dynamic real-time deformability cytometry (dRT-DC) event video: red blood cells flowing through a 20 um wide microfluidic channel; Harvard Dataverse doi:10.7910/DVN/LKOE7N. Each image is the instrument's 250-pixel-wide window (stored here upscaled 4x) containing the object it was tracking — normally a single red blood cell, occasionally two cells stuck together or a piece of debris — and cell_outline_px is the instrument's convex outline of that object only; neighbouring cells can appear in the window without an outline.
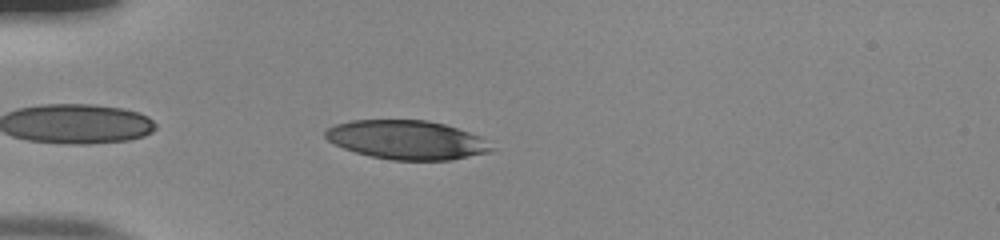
{"species": "human", "species_latin": "Homo sapiens", "temperature_condition": "room temperature", "stored_images_in_passage": 37, "camera_frame_rate_fps": 3000, "um_per_image_px": 0.085, "donor": {"sex": "male"}, "frame": {"image": 1, "passage_image": 3, "time_ms": 0.667, "image_size_px": [1000, 240], "cell_outline_px": [[496, 148], [488, 152], [452, 160], [392, 160], [372, 156], [356, 152], [332, 144], [324, 136], [324, 132], [328, 128], [336, 124], [352, 120], [428, 120], [444, 124], [480, 136]], "centroid_in_image_um": [34.57, 11.89], "position_along_channel_um": 50.4, "area_um2": 37.63}}
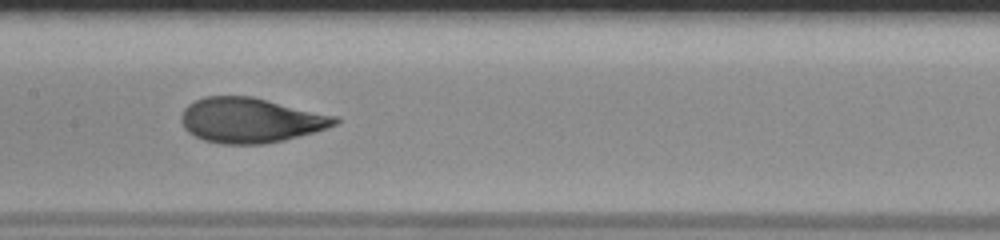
{"frame": {"image": 2, "passage_image": 15, "time_ms": 4.667, "image_size_px": [1000, 240], "cell_outline_px": [[340, 120], [336, 124], [312, 132], [284, 140], [264, 144], [220, 144], [204, 140], [188, 132], [184, 128], [180, 120], [180, 116], [184, 108], [188, 104], [204, 96], [252, 96], [340, 116]], "centroid_in_image_um": [21.29, 10.21], "position_along_channel_um": 186.1, "area_um2": 40.46}}
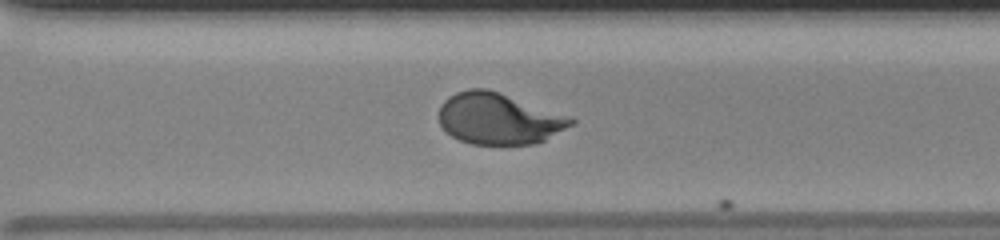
{"frame": {"image": 3, "passage_image": 26, "time_ms": 8.333, "image_size_px": [1000, 240], "cell_outline_px": [[576, 124], [544, 140], [532, 144], [472, 144], [460, 140], [452, 136], [440, 124], [440, 104], [448, 96], [456, 92], [468, 88], [488, 88], [572, 116], [576, 120]], "centroid_in_image_um": [42.44, 10.07], "position_along_channel_um": 328.2, "area_um2": 39.77}, "authors_computed_cell_mechanics": {"area_um2": 39.882, "velocity_mm_per_s": 3.8902, "shape_relaxation_time_tau1_ms": 6.617, "shape_relaxation_time_tau2_ms": null, "deformation_change_tau1": 0.2643, "deformation_change_tau2": null}}